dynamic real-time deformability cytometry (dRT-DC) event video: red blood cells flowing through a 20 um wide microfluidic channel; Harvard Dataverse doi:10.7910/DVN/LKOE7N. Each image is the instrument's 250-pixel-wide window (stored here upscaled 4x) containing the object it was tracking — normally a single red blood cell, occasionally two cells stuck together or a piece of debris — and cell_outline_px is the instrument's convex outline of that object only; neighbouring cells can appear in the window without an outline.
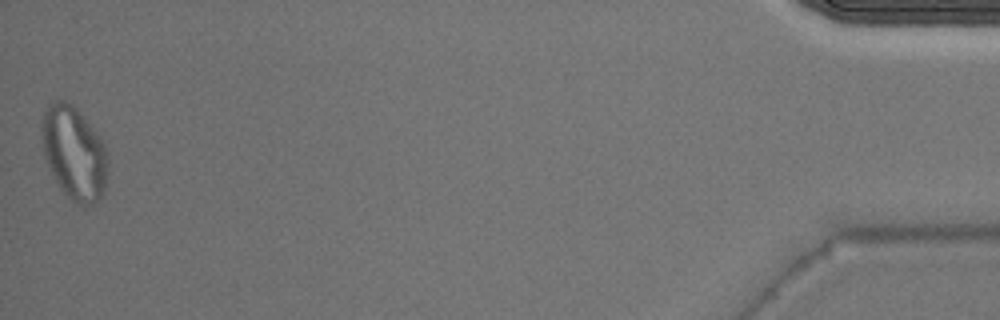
{"species": "Egyptian fruit bat (a non-hibernating species)", "species_latin": "Rousettus aegyptiacus", "temperature_condition": "warm", "stored_images_in_passage": 44, "camera_frame_rate_fps": 3000, "um_per_image_px": 0.085, "animal": {"sex": "male"}, "frame": {"image": 1, "passage_image": 44, "time_ms": 14.333, "image_size_px": [1000, 320], "cell_outline_px": [[108, 164], [104, 192], [92, 204], [80, 204], [72, 200], [60, 188], [44, 156], [40, 128], [40, 124], [44, 112], [56, 100], [64, 100], [72, 104], [84, 116], [104, 144], [108, 152]], "centroid_in_image_um": [6.3, 12.98], "position_along_channel_um": 428.9, "area_um2": 35.6}}